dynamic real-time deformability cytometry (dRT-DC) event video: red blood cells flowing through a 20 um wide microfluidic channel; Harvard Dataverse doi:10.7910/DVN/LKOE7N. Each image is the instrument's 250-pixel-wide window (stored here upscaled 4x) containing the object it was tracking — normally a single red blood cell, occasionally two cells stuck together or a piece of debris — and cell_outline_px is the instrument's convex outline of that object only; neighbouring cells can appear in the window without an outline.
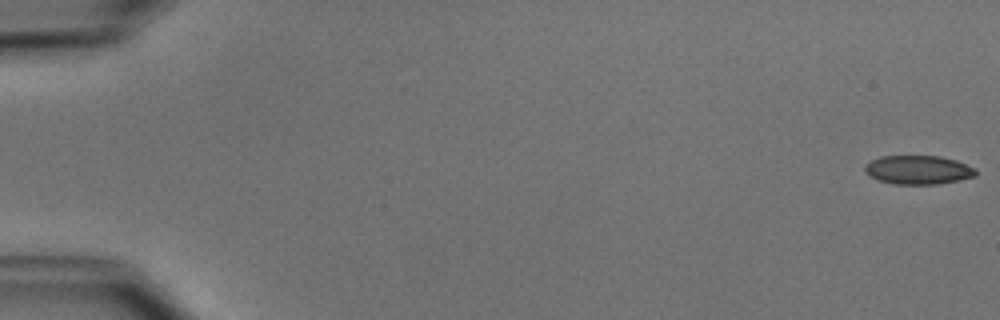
{"species": "common noctule bat (a hibernating species)", "species_latin": "Nyctalus noctula", "temperature_condition": "cold", "stored_images_in_passage": 52, "camera_frame_rate_fps": 3000, "um_per_image_px": 0.085, "animal": {"sex": "male", "body_mass_g": 15.6}, "frame": {"image": 1, "passage_image": 1, "time_ms": 0.0, "image_size_px": [1000, 320], "cell_outline_px": [[976, 176], [960, 180], [936, 184], [896, 184], [876, 180], [868, 176], [864, 172], [864, 164], [880, 156], [940, 156], [956, 160], [976, 168]], "centroid_in_image_um": [78.02, 14.44], "position_along_channel_um": 7.0, "area_um2": 18.84}}
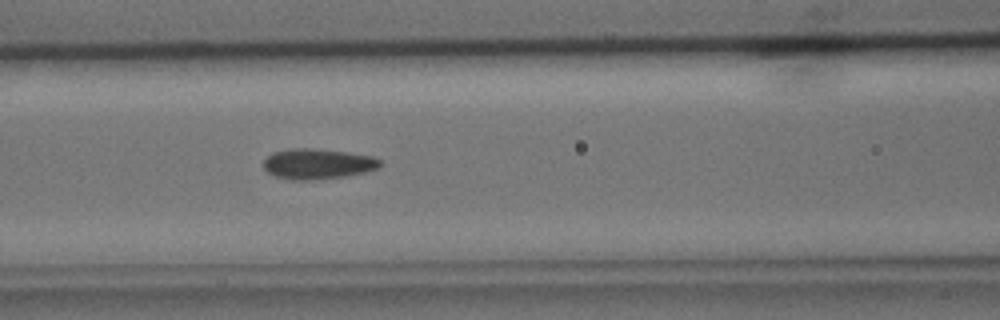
{"frame": {"image": 2, "passage_image": 23, "time_ms": 7.333, "image_size_px": [1000, 320], "cell_outline_px": [[384, 164], [380, 168], [364, 172], [344, 176], [312, 180], [292, 180], [276, 176], [268, 172], [264, 168], [264, 160], [272, 152], [292, 148], [316, 148], [348, 152], [376, 156]], "centroid_in_image_um": [27.05, 13.91], "position_along_channel_um": 139.5, "area_um2": 20.87}}
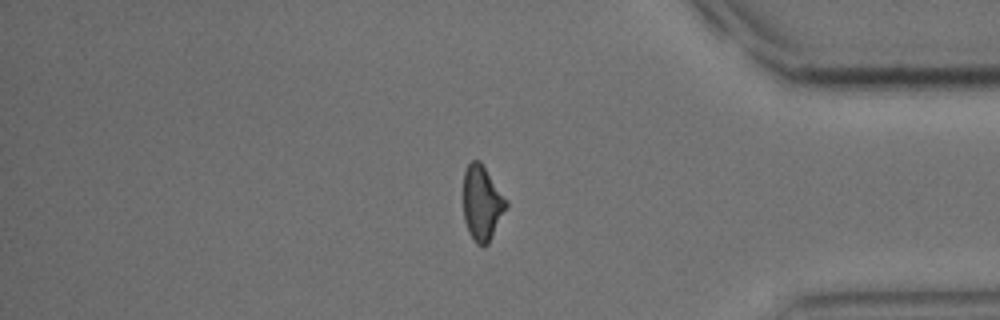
{"frame": {"image": 3, "passage_image": 44, "time_ms": 14.333, "image_size_px": [1000, 320], "cell_outline_px": [[508, 204], [488, 244], [484, 248], [476, 244], [468, 232], [464, 220], [464, 172], [468, 164], [472, 160], [480, 160], [508, 200]], "centroid_in_image_um": [40.97, 17.27], "position_along_channel_um": 394.2, "area_um2": 18.79}, "authors_computed_cell_mechanics": {"area_um2": 19.652, "velocity_mm_per_s": 3.939, "shape_relaxation_time_tau1_ms": 4.0771, "shape_relaxation_time_tau2_ms": 2.795, "deformation_change_tau1": 0.1037, "deformation_change_tau2": 0.0859}}